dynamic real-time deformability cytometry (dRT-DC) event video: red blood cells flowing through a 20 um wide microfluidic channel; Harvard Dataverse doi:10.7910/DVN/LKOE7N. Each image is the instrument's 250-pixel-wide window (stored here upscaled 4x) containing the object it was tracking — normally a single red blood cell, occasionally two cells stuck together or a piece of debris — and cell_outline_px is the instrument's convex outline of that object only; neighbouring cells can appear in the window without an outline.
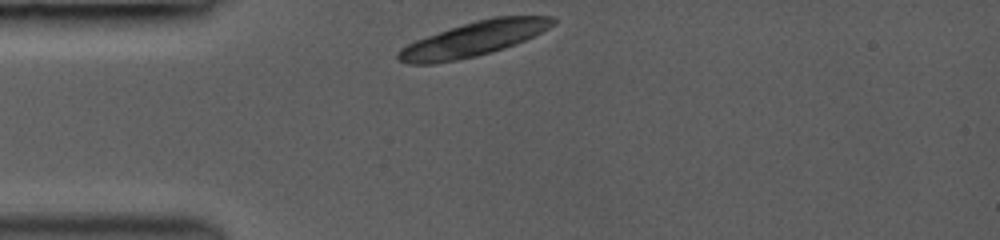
{"species": "common noctule bat (a hibernating species)", "species_latin": "Nyctalus noctula", "temperature_condition": "room temperature", "stored_images_in_passage": 22, "camera_frame_rate_fps": 3000, "um_per_image_px": 0.085, "animal": {"sex": "female", "body_mass_g": 19.0, "forearm_length_mm": 53.3}, "frame": {"image": 1, "passage_image": 1, "time_ms": 0.0, "image_size_px": [1000, 240], "cell_outline_px": [[556, 24], [516, 44], [492, 52], [476, 56], [456, 60], [432, 64], [408, 64], [396, 60], [396, 52], [400, 48], [416, 40], [476, 20], [496, 16], [556, 16]], "centroid_in_image_um": [40.25, 3.32], "position_along_channel_um": 44.8, "area_um2": 30.92}}
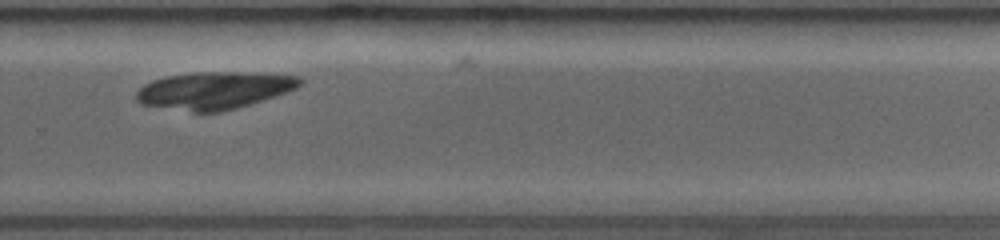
{"frame": {"image": 2, "passage_image": 19, "time_ms": 7.0, "image_size_px": [1000, 240], "cell_outline_px": [[304, 84], [296, 88], [236, 108], [220, 112], [192, 112], [140, 104], [136, 100], [136, 92], [144, 84], [152, 80], [168, 76], [196, 72], [236, 72], [300, 76], [304, 80]], "centroid_in_image_um": [18.17, 7.68], "position_along_channel_um": 311.6, "area_um2": 35.26}}